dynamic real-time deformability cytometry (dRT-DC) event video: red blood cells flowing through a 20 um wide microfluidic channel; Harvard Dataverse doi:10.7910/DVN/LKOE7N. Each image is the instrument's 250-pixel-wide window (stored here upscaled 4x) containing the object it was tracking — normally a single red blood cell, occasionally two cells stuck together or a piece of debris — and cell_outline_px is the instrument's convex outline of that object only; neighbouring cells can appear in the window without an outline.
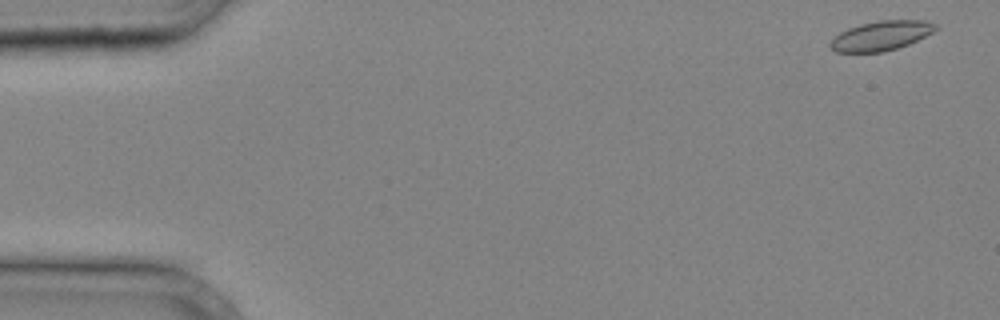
{"species": "common noctule bat (a hibernating species)", "species_latin": "Nyctalus noctula", "temperature_condition": "cold", "stored_images_in_passage": 10, "camera_frame_rate_fps": 3000, "um_per_image_px": 0.085, "animal": {"sex": "male", "body_mass_g": 20.4}, "frame": {"image": 1, "passage_image": 1, "time_ms": 0.0, "image_size_px": [1000, 320], "cell_outline_px": [[936, 28], [932, 32], [908, 44], [884, 52], [836, 52], [828, 44], [840, 32], [848, 28], [860, 24], [880, 20], [924, 20], [936, 24]], "centroid_in_image_um": [74.87, 3.03], "position_along_channel_um": 10.1, "area_um2": 17.86}}
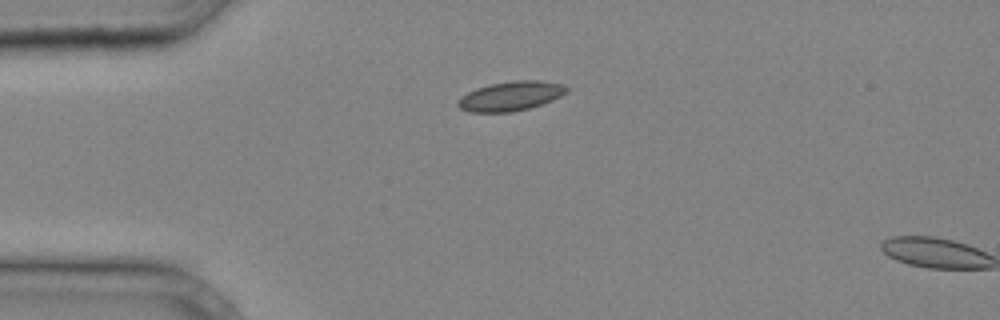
{"frame": {"image": 2, "passage_image": 9, "time_ms": 2.667, "image_size_px": [1000, 320], "cell_outline_px": [[568, 92], [552, 100], [528, 108], [512, 112], [468, 112], [460, 108], [456, 104], [456, 100], [460, 96], [476, 88], [492, 84], [512, 80], [540, 80], [564, 84], [568, 88]], "centroid_in_image_um": [43.39, 8.16], "position_along_channel_um": 41.6, "area_um2": 18.73}}